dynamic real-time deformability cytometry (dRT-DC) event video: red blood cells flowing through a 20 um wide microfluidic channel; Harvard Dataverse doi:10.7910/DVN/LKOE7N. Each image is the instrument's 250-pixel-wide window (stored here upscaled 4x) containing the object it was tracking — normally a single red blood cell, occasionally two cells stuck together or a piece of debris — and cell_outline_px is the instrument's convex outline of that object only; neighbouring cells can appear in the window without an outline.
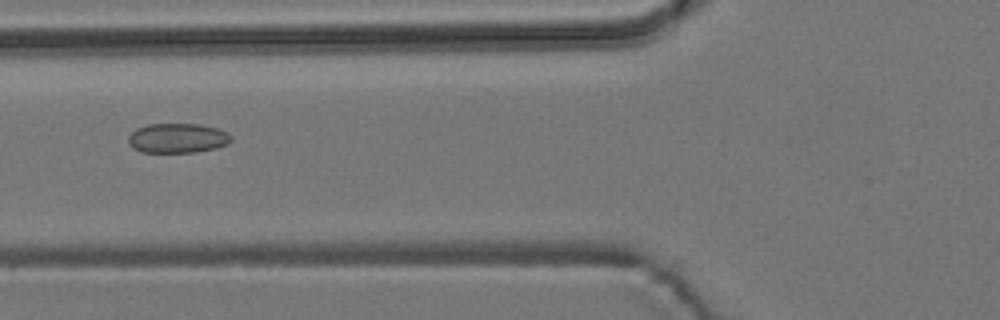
{"species": "common noctule bat (a hibernating species)", "species_latin": "Nyctalus noctula", "temperature_condition": "room temperature", "stored_images_in_passage": 7, "camera_frame_rate_fps": 3000, "um_per_image_px": 0.085, "animal": {"sex": "male", "body_mass_g": 19.2, "forearm_length_mm": 51.8}, "frame": {"image": 1, "passage_image": 4, "time_ms": 4.333, "image_size_px": [1000, 320], "cell_outline_px": [[232, 140], [228, 144], [216, 148], [196, 152], [140, 152], [132, 148], [128, 144], [128, 136], [136, 128], [148, 124], [200, 124], [216, 128], [228, 132], [232, 136]], "centroid_in_image_um": [15.08, 11.74], "position_along_channel_um": 110.7, "area_um2": 17.98}}
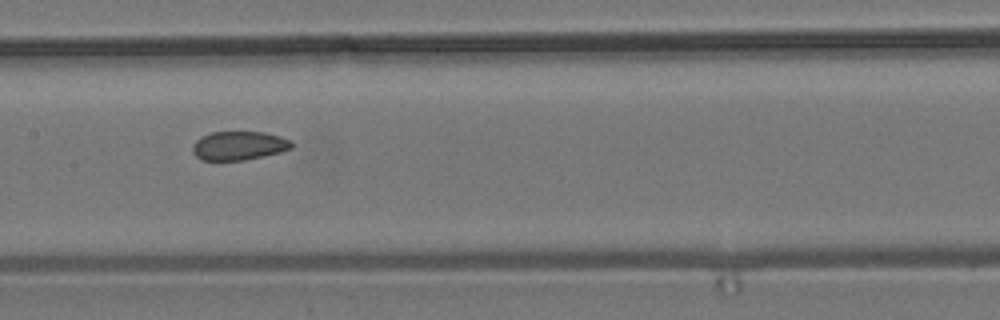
{"frame": {"image": 2, "passage_image": 6, "time_ms": 6.333, "image_size_px": [1000, 320], "cell_outline_px": [[292, 148], [280, 152], [264, 156], [244, 160], [200, 160], [192, 152], [192, 144], [200, 136], [212, 132], [264, 132], [280, 136], [292, 140]], "centroid_in_image_um": [20.29, 12.38], "position_along_channel_um": 187.1, "area_um2": 16.76}}
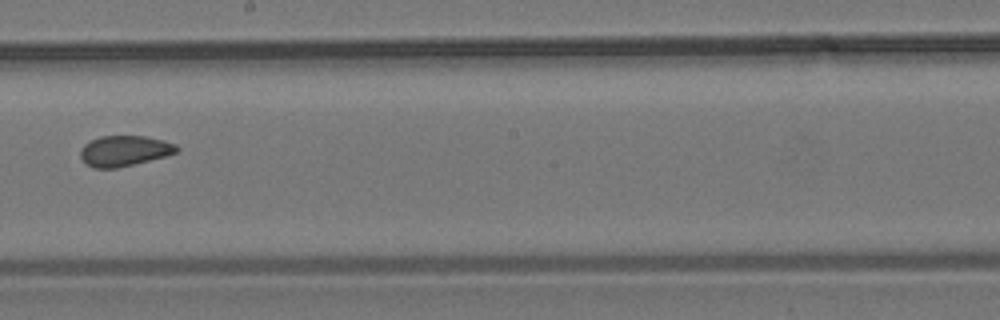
{"frame": {"image": 3, "passage_image": 7, "time_ms": 7.667, "image_size_px": [1000, 320], "cell_outline_px": [[180, 148], [176, 152], [164, 156], [116, 168], [92, 168], [80, 156], [80, 148], [84, 144], [100, 136], [144, 136], [164, 140], [176, 144]], "centroid_in_image_um": [10.56, 12.81], "position_along_channel_um": 237.6, "area_um2": 16.94}}